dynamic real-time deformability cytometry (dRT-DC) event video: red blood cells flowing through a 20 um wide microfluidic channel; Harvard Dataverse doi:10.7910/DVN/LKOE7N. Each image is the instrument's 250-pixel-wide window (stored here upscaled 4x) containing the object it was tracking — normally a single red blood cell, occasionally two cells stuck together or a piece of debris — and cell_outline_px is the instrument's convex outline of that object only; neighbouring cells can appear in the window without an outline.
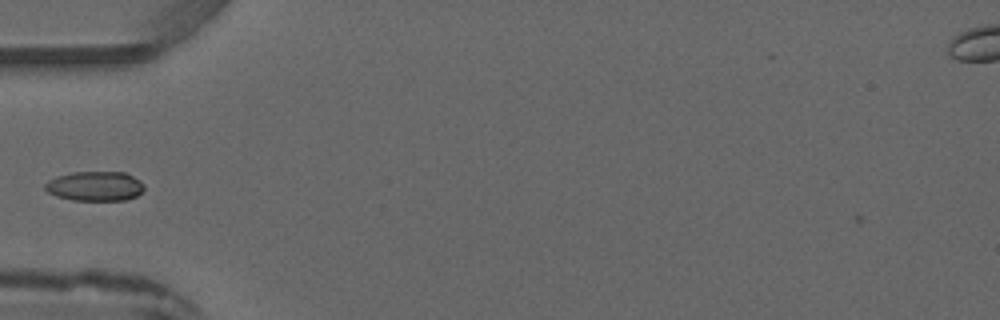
{"species": "common noctule bat (a hibernating species)", "species_latin": "Nyctalus noctula", "temperature_condition": "warm", "stored_images_in_passage": 1, "camera_frame_rate_fps": 3000, "um_per_image_px": 0.085, "animal": {"sex": "male", "forearm_length_mm": 52.5}, "frame": {"image": 1, "passage_image": 1, "time_ms": 0.0, "image_size_px": [1000, 320], "cell_outline_px": [[144, 188], [136, 196], [124, 200], [72, 200], [56, 196], [48, 192], [44, 188], [44, 184], [48, 180], [56, 176], [72, 172], [124, 172], [140, 180], [144, 184]], "centroid_in_image_um": [8.05, 15.82], "position_along_channel_um": 77.0, "area_um2": 17.11}}